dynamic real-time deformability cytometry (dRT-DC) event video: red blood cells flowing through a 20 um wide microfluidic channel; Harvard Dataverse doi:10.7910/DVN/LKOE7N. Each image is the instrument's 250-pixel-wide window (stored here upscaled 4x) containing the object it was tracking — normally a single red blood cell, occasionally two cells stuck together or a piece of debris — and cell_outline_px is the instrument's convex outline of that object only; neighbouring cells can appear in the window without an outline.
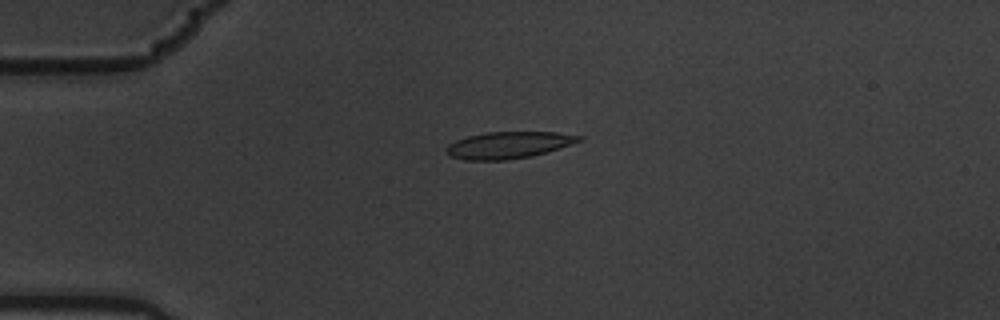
{"species": "common noctule bat (a hibernating species)", "species_latin": "Nyctalus noctula", "temperature_condition": "warm", "stored_images_in_passage": 4, "camera_frame_rate_fps": 3000, "um_per_image_px": 0.085, "animal": {"sex": "male", "body_mass_g": 19.5, "forearm_length_mm": 54.6}, "frame": {"image": 1, "passage_image": 1, "time_ms": 0.0, "image_size_px": [1000, 320], "cell_outline_px": [[584, 140], [572, 144], [532, 156], [504, 160], [464, 160], [448, 156], [444, 152], [444, 148], [448, 144], [456, 140], [468, 136], [488, 132], [556, 132], [584, 136]], "centroid_in_image_um": [43.2, 12.33], "position_along_channel_um": 41.8, "area_um2": 20.87}}
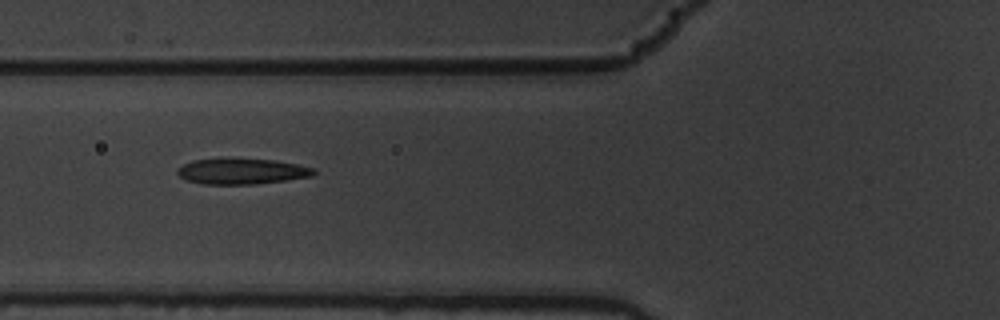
{"frame": {"image": 2, "passage_image": 3, "time_ms": 0.667, "image_size_px": [1000, 320], "cell_outline_px": [[316, 172], [312, 176], [256, 184], [204, 184], [188, 180], [180, 176], [176, 172], [176, 168], [192, 160], [228, 156], [276, 160], [316, 168]], "centroid_in_image_um": [20.53, 14.52], "position_along_channel_um": 105.3, "area_um2": 21.1}}
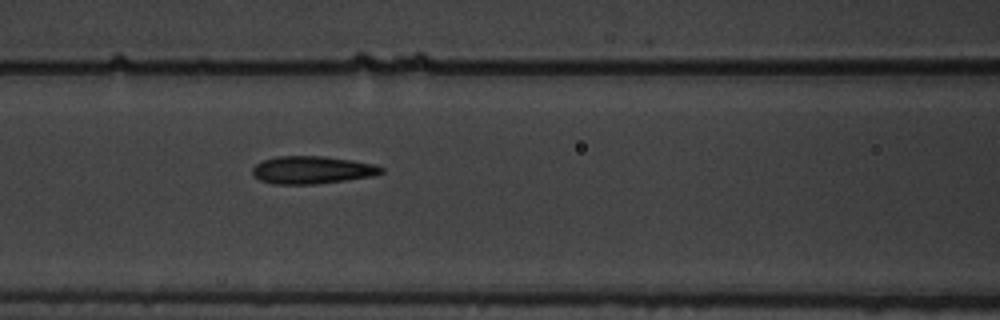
{"frame": {"image": 3, "passage_image": 4, "time_ms": 1.0, "image_size_px": [1000, 320], "cell_outline_px": [[384, 172], [372, 176], [316, 184], [272, 184], [260, 180], [252, 176], [252, 168], [256, 164], [264, 160], [276, 156], [324, 156], [352, 160], [372, 164], [384, 168]], "centroid_in_image_um": [26.49, 14.45], "position_along_channel_um": 140.1, "area_um2": 20.75}}